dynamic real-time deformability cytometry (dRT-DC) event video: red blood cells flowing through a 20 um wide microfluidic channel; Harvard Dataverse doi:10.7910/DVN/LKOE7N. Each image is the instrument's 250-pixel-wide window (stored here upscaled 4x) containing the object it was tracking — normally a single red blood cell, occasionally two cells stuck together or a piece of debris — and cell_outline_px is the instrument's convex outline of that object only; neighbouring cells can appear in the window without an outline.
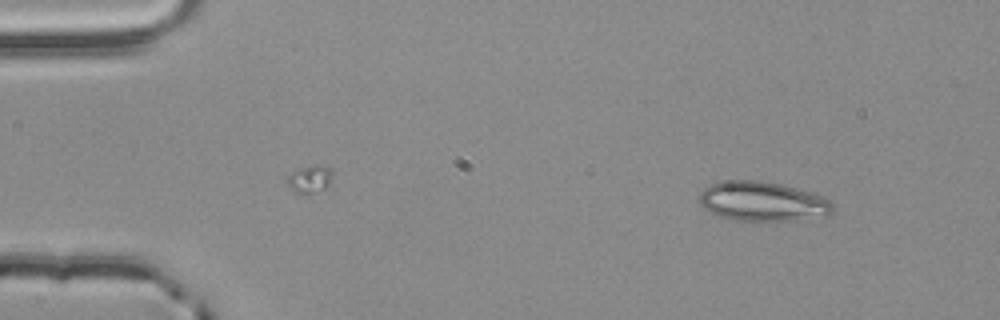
{"species": "common noctule bat (a hibernating species)", "species_latin": "Nyctalus noctula", "temperature_condition": "room temperature", "stored_images_in_passage": 4, "camera_frame_rate_fps": 3000, "um_per_image_px": 0.085, "animal": {"sex": "male", "body_mass_g": 20.4}, "frame": {"image": 1, "passage_image": 1, "time_ms": 0.0, "image_size_px": [1000, 320], "cell_outline_px": [[832, 212], [828, 216], [792, 220], [736, 220], [716, 216], [708, 212], [700, 204], [700, 192], [708, 184], [720, 180], [760, 180], [780, 184], [812, 192], [824, 196], [832, 204]], "centroid_in_image_um": [64.78, 17.11], "position_along_channel_um": 20.2, "area_um2": 30.98}}